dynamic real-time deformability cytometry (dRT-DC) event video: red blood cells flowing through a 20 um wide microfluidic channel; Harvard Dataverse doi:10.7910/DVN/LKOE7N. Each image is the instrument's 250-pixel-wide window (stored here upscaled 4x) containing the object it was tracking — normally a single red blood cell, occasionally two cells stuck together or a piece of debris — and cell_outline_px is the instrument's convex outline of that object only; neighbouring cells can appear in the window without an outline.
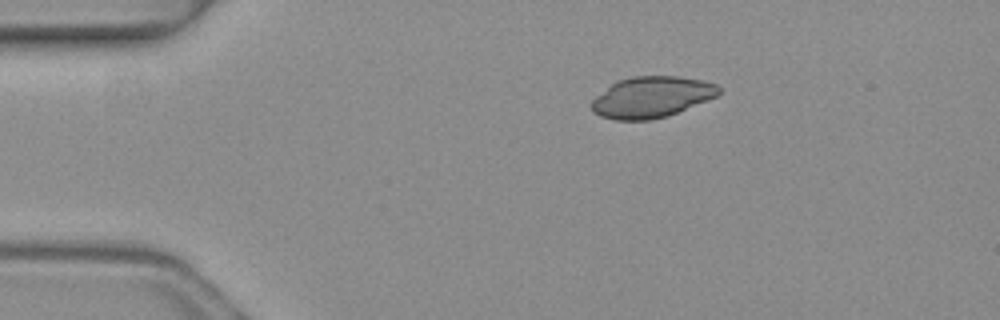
{"species": "common noctule bat (a hibernating species)", "species_latin": "Nyctalus noctula", "temperature_condition": "warm", "stored_images_in_passage": 4, "camera_frame_rate_fps": 3000, "um_per_image_px": 0.085, "animal": {"sex": "female", "body_mass_g": 19.3, "forearm_length_mm": 54.1}, "frame": {"image": 1, "passage_image": 1, "time_ms": 0.0, "image_size_px": [1000, 320], "cell_outline_px": [[720, 92], [716, 96], [668, 116], [652, 120], [616, 120], [600, 116], [592, 112], [588, 104], [596, 96], [616, 80], [632, 76], [676, 76], [700, 80], [716, 84], [720, 88]], "centroid_in_image_um": [55.32, 8.26], "position_along_channel_um": 29.7, "area_um2": 30.52}}